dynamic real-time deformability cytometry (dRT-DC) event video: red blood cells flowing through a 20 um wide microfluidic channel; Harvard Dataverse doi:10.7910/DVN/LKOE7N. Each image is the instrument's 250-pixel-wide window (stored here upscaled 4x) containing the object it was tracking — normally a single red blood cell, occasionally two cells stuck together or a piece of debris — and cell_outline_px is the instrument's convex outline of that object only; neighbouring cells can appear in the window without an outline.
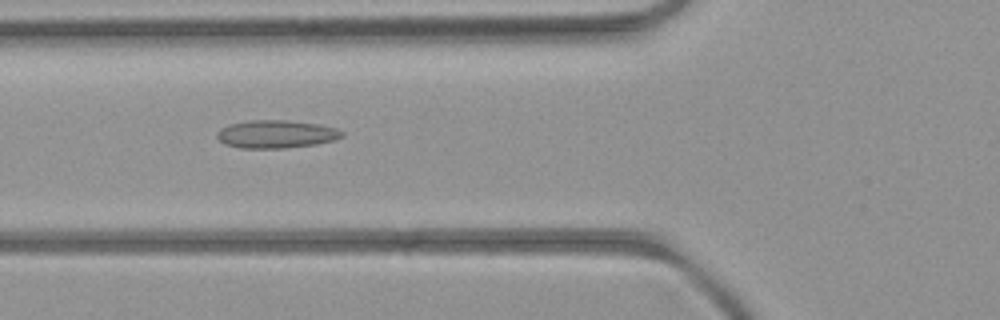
{"species": "common noctule bat (a hibernating species)", "species_latin": "Nyctalus noctula", "temperature_condition": "room temperature", "stored_images_in_passage": 52, "camera_frame_rate_fps": 3000, "um_per_image_px": 0.085, "animal": {"sex": "female", "body_mass_g": 21.9}, "frame": {"image": 1, "passage_image": 19, "time_ms": 6.0, "image_size_px": [1000, 320], "cell_outline_px": [[344, 136], [336, 140], [316, 144], [284, 148], [240, 148], [224, 144], [216, 136], [220, 128], [228, 124], [248, 120], [288, 120], [320, 124], [336, 128], [344, 132]], "centroid_in_image_um": [23.49, 11.39], "position_along_channel_um": 102.3, "area_um2": 20.58}}
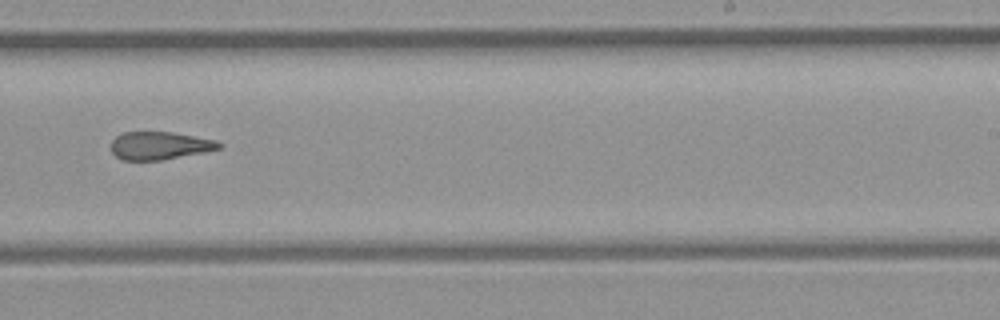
{"frame": {"image": 2, "passage_image": 32, "time_ms": 10.333, "image_size_px": [1000, 320], "cell_outline_px": [[224, 144], [220, 148], [204, 152], [160, 160], [124, 160], [116, 156], [112, 152], [112, 140], [116, 136], [124, 132], [172, 132], [216, 140]], "centroid_in_image_um": [13.58, 12.37], "position_along_channel_um": 275.4, "area_um2": 17.4}}
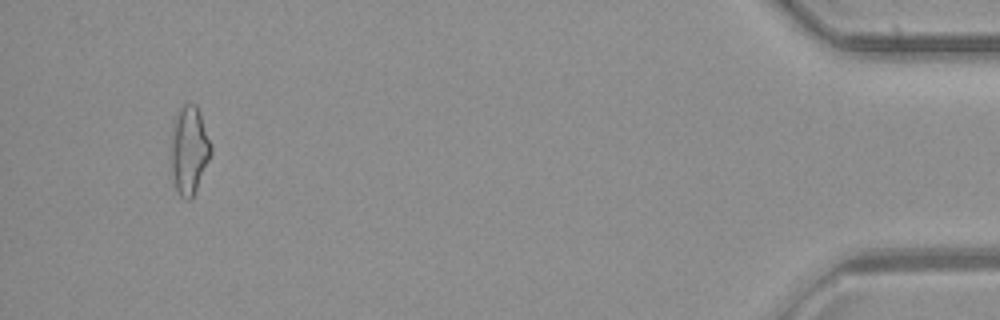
{"frame": {"image": 3, "passage_image": 49, "time_ms": 16.0, "image_size_px": [1000, 320], "cell_outline_px": [[212, 152], [196, 188], [192, 196], [188, 200], [180, 196], [172, 180], [168, 156], [172, 128], [180, 104], [196, 104], [200, 112], [212, 148]], "centroid_in_image_um": [16.02, 12.73], "position_along_channel_um": 419.2, "area_um2": 20.87}, "authors_computed_cell_mechanics": {"area_um2": 19.6231, "velocity_mm_per_s": 3.9896, "shape_relaxation_time_tau1_ms": null, "shape_relaxation_time_tau2_ms": 2.7931, "deformation_change_tau1": null, "deformation_change_tau2": 0.1338}}